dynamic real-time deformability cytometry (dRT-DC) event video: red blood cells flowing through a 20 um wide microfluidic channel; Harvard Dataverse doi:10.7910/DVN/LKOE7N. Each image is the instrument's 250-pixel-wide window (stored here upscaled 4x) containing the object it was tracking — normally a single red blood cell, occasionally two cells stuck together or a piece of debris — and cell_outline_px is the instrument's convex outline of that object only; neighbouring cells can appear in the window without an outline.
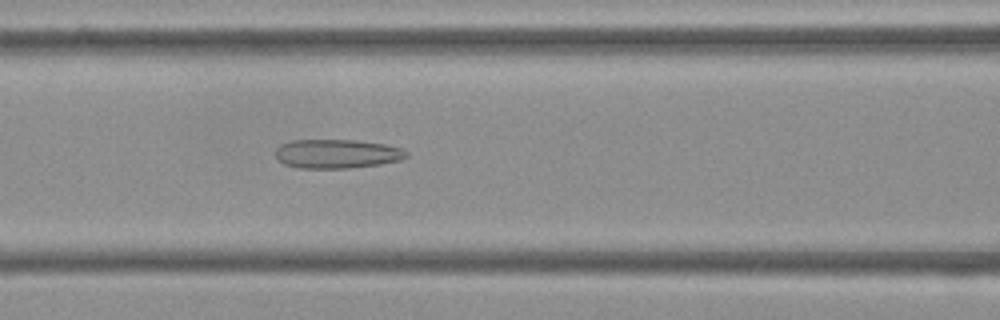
{"species": "Egyptian fruit bat (a non-hibernating species)", "species_latin": "Rousettus aegyptiacus", "temperature_condition": "cold", "stored_images_in_passage": 53, "camera_frame_rate_fps": 3000, "um_per_image_px": 0.085, "frame": {"image": 1, "passage_image": 22, "time_ms": 7.0, "image_size_px": [1000, 320], "cell_outline_px": [[408, 156], [400, 160], [380, 164], [348, 168], [300, 168], [284, 164], [276, 156], [276, 148], [280, 144], [292, 140], [356, 140], [384, 144], [400, 148], [408, 152]], "centroid_in_image_um": [28.63, 13.07], "position_along_channel_um": 138.0, "area_um2": 22.08}}
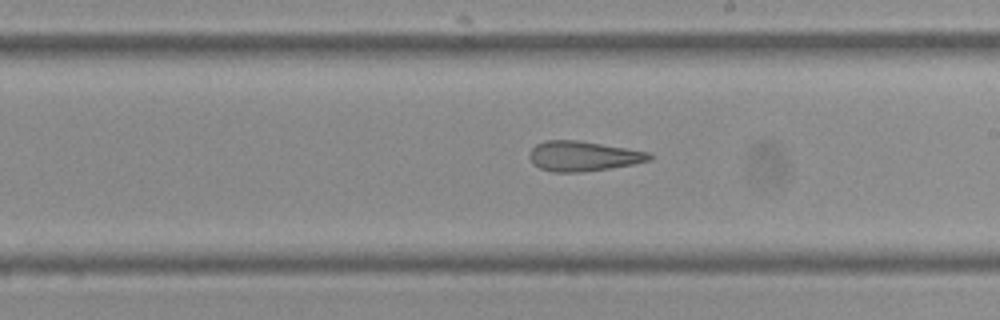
{"frame": {"image": 2, "passage_image": 30, "time_ms": 9.667, "image_size_px": [1000, 320], "cell_outline_px": [[652, 160], [632, 164], [608, 168], [580, 172], [552, 172], [540, 168], [528, 156], [532, 148], [536, 144], [544, 140], [580, 140], [648, 152], [652, 156]], "centroid_in_image_um": [49.55, 13.26], "position_along_channel_um": 239.5, "area_um2": 20.75}}
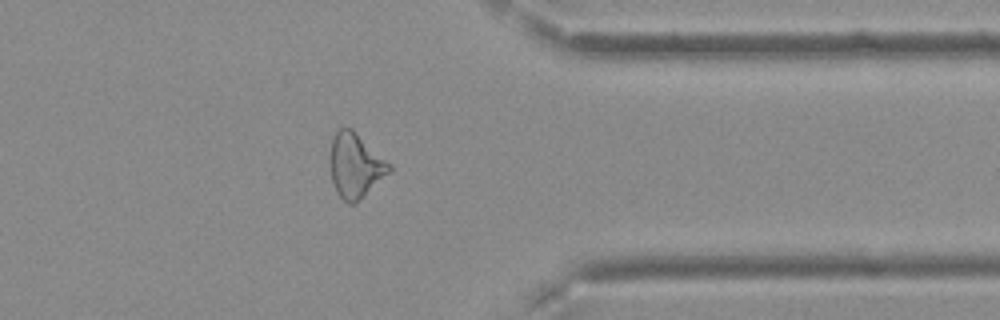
{"frame": {"image": 3, "passage_image": 42, "time_ms": 13.667, "image_size_px": [1000, 320], "cell_outline_px": [[392, 172], [356, 204], [348, 204], [336, 192], [332, 180], [328, 160], [332, 140], [336, 132], [340, 128], [352, 128], [392, 164]], "centroid_in_image_um": [30.23, 14.09], "position_along_channel_um": 381.2, "area_um2": 22.83}, "authors_computed_cell_mechanics": {"area_um2": 23.4668, "velocity_mm_per_s": 3.8098, "shape_relaxation_time_tau1_ms": null, "shape_relaxation_time_tau2_ms": 3.9093, "deformation_change_tau1": null, "deformation_change_tau2": 0.1538}}